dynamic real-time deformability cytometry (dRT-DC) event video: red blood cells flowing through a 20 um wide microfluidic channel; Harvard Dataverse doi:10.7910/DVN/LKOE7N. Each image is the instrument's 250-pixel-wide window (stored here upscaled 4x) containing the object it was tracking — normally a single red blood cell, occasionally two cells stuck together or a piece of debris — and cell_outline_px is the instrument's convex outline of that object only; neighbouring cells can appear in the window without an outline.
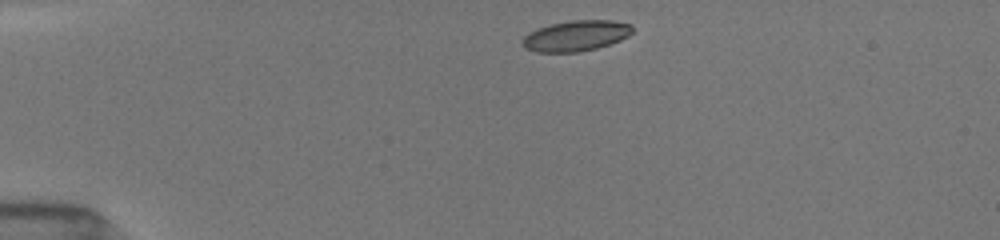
{"species": "common noctule bat (a hibernating species)", "species_latin": "Nyctalus noctula", "temperature_condition": "room temperature", "stored_images_in_passage": 8, "camera_frame_rate_fps": 3000, "um_per_image_px": 0.085, "animal": {"sex": "female", "body_mass_g": 19.5, "forearm_length_mm": 54.1}, "frame": {"image": 1, "passage_image": 1, "time_ms": 0.0, "image_size_px": [1000, 240], "cell_outline_px": [[632, 32], [628, 36], [620, 40], [596, 48], [580, 52], [536, 52], [524, 48], [520, 44], [520, 40], [528, 32], [548, 24], [572, 20], [612, 20], [632, 24]], "centroid_in_image_um": [48.9, 3.04], "position_along_channel_um": 36.1, "area_um2": 19.88}}
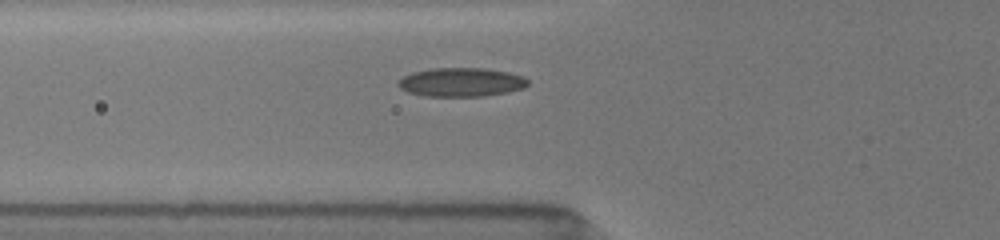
{"frame": {"image": 2, "passage_image": 5, "time_ms": 2.667, "image_size_px": [1000, 240], "cell_outline_px": [[528, 84], [524, 88], [508, 92], [484, 96], [424, 96], [408, 92], [400, 88], [396, 84], [404, 76], [412, 72], [432, 68], [484, 68], [508, 72], [524, 76], [528, 80]], "centroid_in_image_um": [39.21, 6.98], "position_along_channel_um": 86.6, "area_um2": 21.85}}
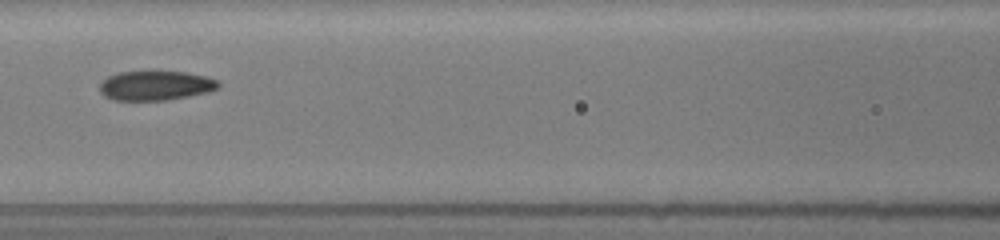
{"frame": {"image": 3, "passage_image": 7, "time_ms": 4.333, "image_size_px": [1000, 240], "cell_outline_px": [[220, 84], [216, 88], [208, 92], [168, 100], [112, 100], [104, 96], [100, 92], [100, 84], [108, 76], [120, 72], [184, 72], [204, 76], [216, 80]], "centroid_in_image_um": [13.19, 7.29], "position_along_channel_um": 153.4, "area_um2": 20.11}}